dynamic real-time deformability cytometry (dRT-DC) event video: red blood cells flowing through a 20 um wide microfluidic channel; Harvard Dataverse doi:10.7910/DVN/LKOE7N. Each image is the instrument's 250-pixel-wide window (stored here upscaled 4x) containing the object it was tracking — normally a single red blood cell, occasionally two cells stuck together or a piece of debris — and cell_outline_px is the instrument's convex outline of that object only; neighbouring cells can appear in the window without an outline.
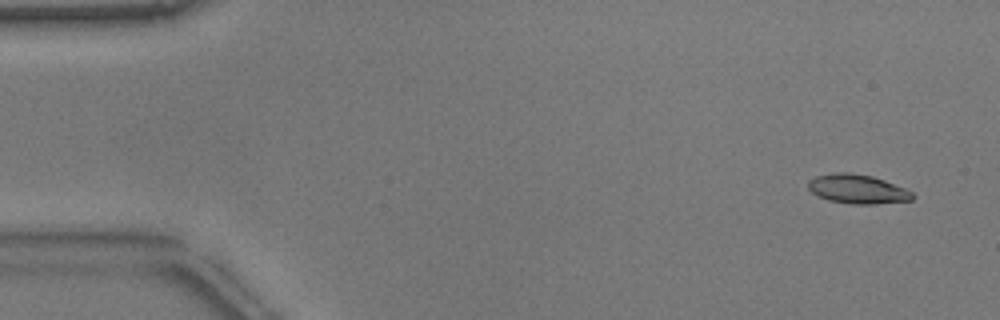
{"species": "common noctule bat (a hibernating species)", "species_latin": "Nyctalus noctula", "temperature_condition": "warm", "stored_images_in_passage": 54, "camera_frame_rate_fps": 3000, "um_per_image_px": 0.085, "animal": {"sex": "male", "body_mass_g": 17.9}, "frame": {"image": 1, "passage_image": 3, "time_ms": 0.667, "image_size_px": [1000, 320], "cell_outline_px": [[916, 196], [912, 200], [876, 204], [852, 204], [828, 200], [816, 196], [808, 188], [808, 180], [816, 176], [832, 172], [848, 172], [872, 176], [908, 188]], "centroid_in_image_um": [72.9, 16.07], "position_along_channel_um": 12.1, "area_um2": 18.03}}
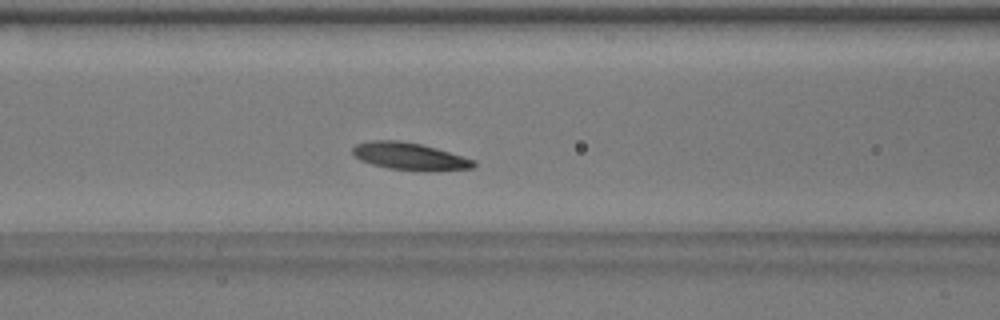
{"frame": {"image": 2, "passage_image": 22, "time_ms": 7.0, "image_size_px": [1000, 320], "cell_outline_px": [[476, 164], [472, 168], [428, 172], [424, 172], [388, 168], [372, 164], [360, 160], [352, 152], [352, 148], [356, 144], [372, 140], [400, 140], [420, 144], [436, 148], [476, 160]], "centroid_in_image_um": [34.84, 13.3], "position_along_channel_um": 131.8, "area_um2": 19.42}}
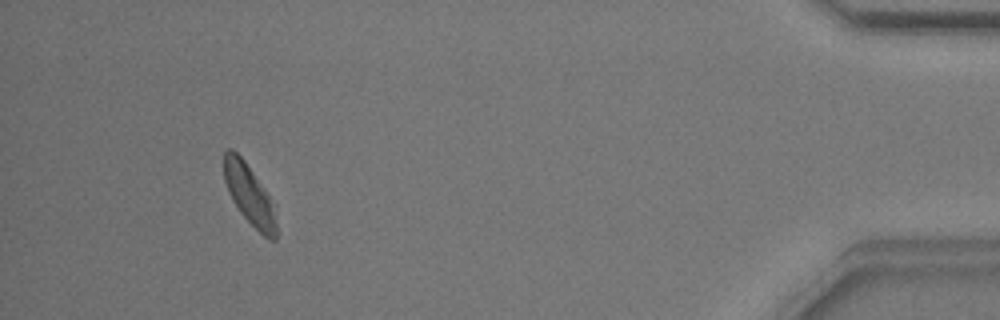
{"frame": {"image": 3, "passage_image": 50, "time_ms": 16.333, "image_size_px": [1000, 320], "cell_outline_px": [[276, 240], [268, 240], [240, 212], [232, 200], [228, 192], [224, 180], [224, 152], [228, 148], [232, 148], [244, 160], [276, 204]], "centroid_in_image_um": [21.22, 16.55], "position_along_channel_um": 414.0, "area_um2": 18.5}, "authors_computed_cell_mechanics": {"area_um2": 18.785, "velocity_mm_per_s": 3.7292, "shape_relaxation_time_tau1_ms": 4.4849, "shape_relaxation_time_tau2_ms": 3.5227, "deformation_change_tau1": 0.1131, "deformation_change_tau2": 0.0958}}